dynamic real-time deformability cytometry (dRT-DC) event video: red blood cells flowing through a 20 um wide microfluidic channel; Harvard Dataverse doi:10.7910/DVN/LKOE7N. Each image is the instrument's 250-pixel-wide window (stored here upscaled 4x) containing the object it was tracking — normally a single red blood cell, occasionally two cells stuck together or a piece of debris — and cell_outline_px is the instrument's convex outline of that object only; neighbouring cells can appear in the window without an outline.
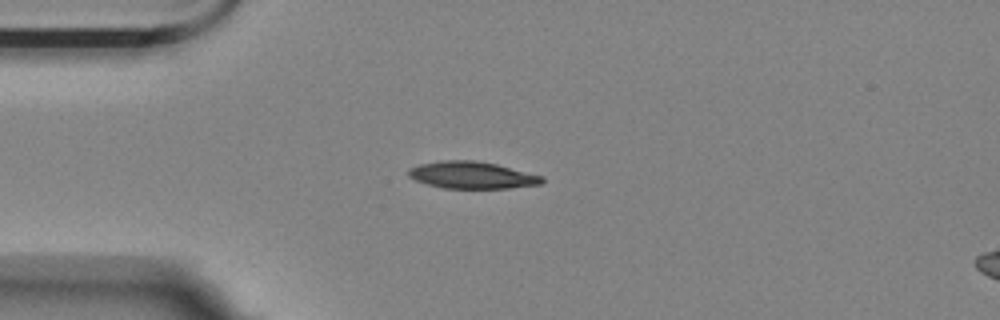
{"species": "Egyptian fruit bat (a non-hibernating species)", "species_latin": "Rousettus aegyptiacus", "temperature_condition": "room temperature", "stored_images_in_passage": 6, "camera_frame_rate_fps": 3000, "um_per_image_px": 0.085, "animal": {"sex": "female"}, "frame": {"image": 1, "passage_image": 3, "time_ms": 0.667, "image_size_px": [1000, 320], "cell_outline_px": [[544, 180], [540, 184], [508, 188], [444, 188], [428, 184], [416, 180], [408, 176], [408, 168], [420, 164], [444, 160], [476, 160], [496, 164], [544, 176]], "centroid_in_image_um": [40.12, 14.88], "position_along_channel_um": 44.9, "area_um2": 20.92}}
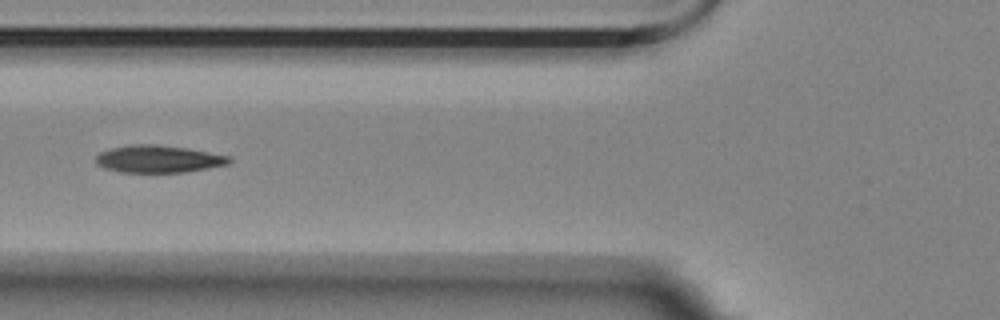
{"frame": {"image": 2, "passage_image": 5, "time_ms": 1.333, "image_size_px": [1000, 320], "cell_outline_px": [[232, 160], [228, 164], [208, 168], [184, 172], [120, 172], [104, 168], [96, 164], [96, 156], [100, 152], [108, 148], [132, 144], [152, 144], [188, 148], [232, 156]], "centroid_in_image_um": [13.46, 13.5], "position_along_channel_um": 112.3, "area_um2": 21.39}}
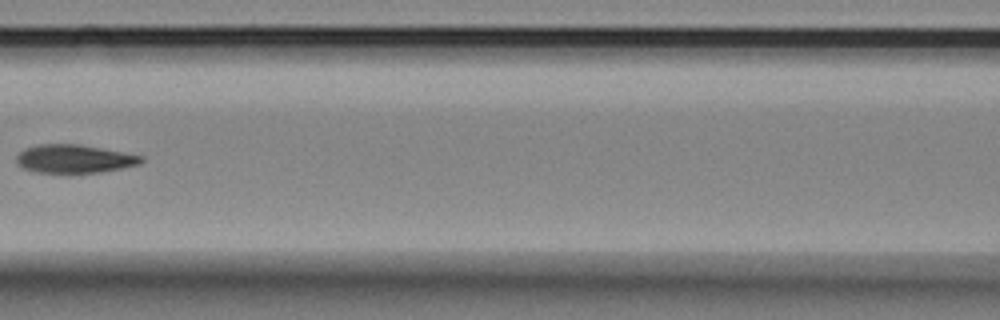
{"frame": {"image": 3, "passage_image": 6, "time_ms": 1.667, "image_size_px": [1000, 320], "cell_outline_px": [[144, 160], [140, 164], [100, 172], [36, 172], [24, 168], [16, 164], [16, 156], [24, 148], [40, 144], [76, 144], [100, 148], [144, 156]], "centroid_in_image_um": [6.29, 13.49], "position_along_channel_um": 160.3, "area_um2": 20.35}}